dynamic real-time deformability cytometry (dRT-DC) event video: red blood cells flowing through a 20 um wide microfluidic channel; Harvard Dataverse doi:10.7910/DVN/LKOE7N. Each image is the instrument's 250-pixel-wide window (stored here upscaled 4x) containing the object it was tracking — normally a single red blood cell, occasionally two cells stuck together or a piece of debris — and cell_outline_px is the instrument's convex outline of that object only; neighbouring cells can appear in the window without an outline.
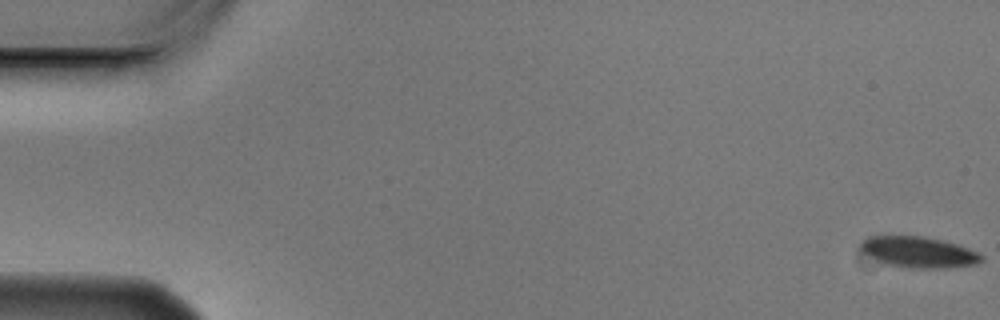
{"species": "Egyptian fruit bat (a non-hibernating species)", "species_latin": "Rousettus aegyptiacus", "temperature_condition": "cold", "stored_images_in_passage": 5, "segment_of_instrument_passage": [1, 2], "camera_frame_rate_fps": 3000, "um_per_image_px": 0.085, "animal": {"sex": "male"}, "frame": {"image": 1, "passage_image": 1, "time_ms": 0.0, "image_size_px": [1000, 320], "cell_outline_px": [[984, 260], [972, 264], [924, 268], [888, 264], [864, 252], [860, 248], [860, 240], [868, 236], [924, 236], [944, 240], [968, 248], [984, 256]], "centroid_in_image_um": [78.07, 21.38], "position_along_channel_um": 6.9, "area_um2": 21.04}}
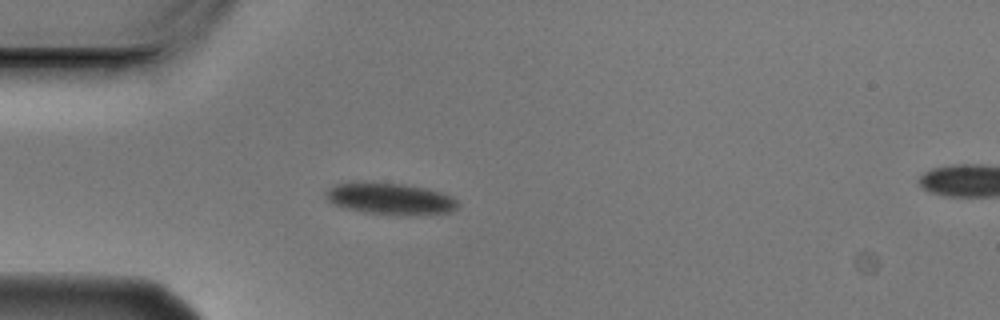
{"frame": {"image": 2, "passage_image": 4, "time_ms": 1.0, "image_size_px": [1000, 320], "cell_outline_px": [[460, 204], [452, 212], [364, 212], [344, 208], [332, 204], [324, 196], [324, 192], [328, 188], [336, 184], [352, 180], [404, 184], [424, 188], [440, 192], [452, 196]], "centroid_in_image_um": [33.03, 16.81], "position_along_channel_um": 52.0, "area_um2": 23.7}}